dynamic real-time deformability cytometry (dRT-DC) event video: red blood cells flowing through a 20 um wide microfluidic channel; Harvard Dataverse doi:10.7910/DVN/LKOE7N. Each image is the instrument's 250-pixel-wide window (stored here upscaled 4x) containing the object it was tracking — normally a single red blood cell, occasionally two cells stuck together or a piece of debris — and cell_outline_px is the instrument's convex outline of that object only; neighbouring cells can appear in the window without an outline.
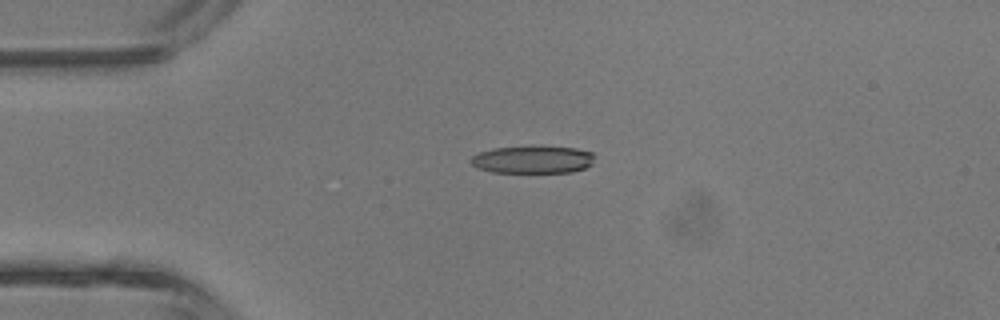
{"species": "common noctule bat (a hibernating species)", "species_latin": "Nyctalus noctula", "temperature_condition": "room temperature", "stored_images_in_passage": 5, "camera_frame_rate_fps": 3000, "um_per_image_px": 0.085, "animal": {"sex": "male", "body_mass_g": 13.3}, "frame": {"image": 1, "passage_image": 3, "time_ms": 2.333, "image_size_px": [1000, 320], "cell_outline_px": [[596, 156], [592, 164], [584, 168], [572, 172], [492, 172], [476, 168], [468, 160], [472, 156], [480, 152], [492, 148], [536, 144], [576, 148], [592, 152]], "centroid_in_image_um": [45.29, 13.53], "position_along_channel_um": 39.7, "area_um2": 20.63}}
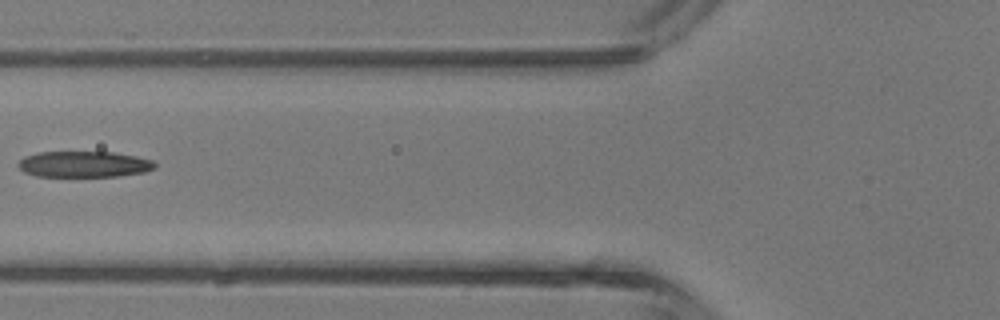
{"frame": {"image": 2, "passage_image": 5, "time_ms": 4.667, "image_size_px": [1000, 320], "cell_outline_px": [[156, 168], [144, 172], [120, 176], [36, 176], [24, 172], [16, 164], [24, 156], [36, 152], [112, 152], [136, 156], [152, 160], [156, 164]], "centroid_in_image_um": [7.13, 13.95], "position_along_channel_um": 118.7, "area_um2": 20.81}}